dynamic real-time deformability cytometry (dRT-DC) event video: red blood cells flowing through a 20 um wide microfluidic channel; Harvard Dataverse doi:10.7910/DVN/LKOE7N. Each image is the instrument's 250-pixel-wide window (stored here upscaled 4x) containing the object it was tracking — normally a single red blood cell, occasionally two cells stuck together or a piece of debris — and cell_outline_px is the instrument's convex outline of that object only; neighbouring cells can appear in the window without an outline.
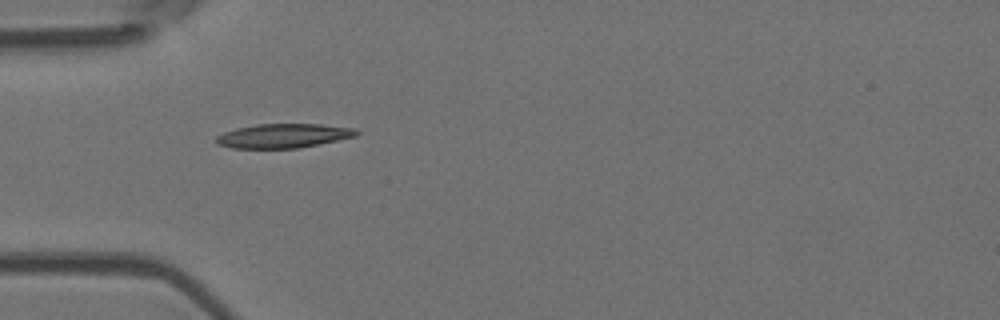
{"species": "Egyptian fruit bat (a non-hibernating species)", "species_latin": "Rousettus aegyptiacus", "temperature_condition": "room temperature", "stored_images_in_passage": 5, "camera_frame_rate_fps": 3000, "um_per_image_px": 0.085, "animal": {"sex": "female"}, "frame": {"image": 1, "passage_image": 4, "time_ms": 1.0, "image_size_px": [1000, 320], "cell_outline_px": [[360, 132], [356, 136], [320, 144], [296, 148], [232, 148], [216, 144], [216, 136], [224, 132], [236, 128], [256, 124], [320, 124], [356, 128]], "centroid_in_image_um": [24.1, 11.54], "position_along_channel_um": 60.9, "area_um2": 19.83}}
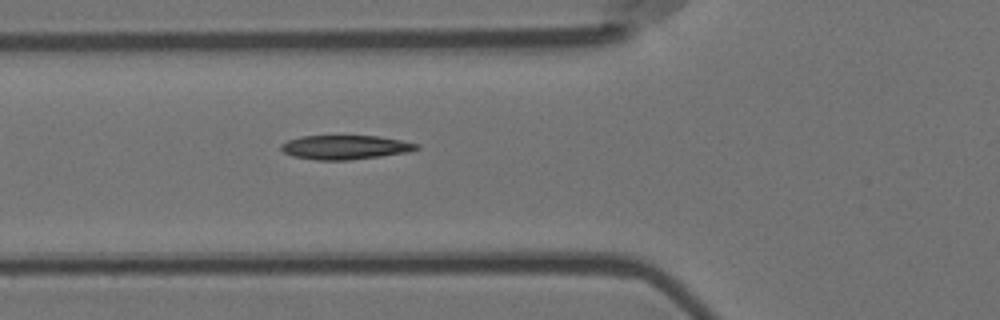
{"frame": {"image": 2, "passage_image": 5, "time_ms": 1.333, "image_size_px": [1000, 320], "cell_outline_px": [[420, 148], [408, 152], [380, 156], [348, 160], [316, 160], [292, 156], [284, 152], [280, 148], [280, 144], [288, 140], [300, 136], [380, 136], [420, 144]], "centroid_in_image_um": [29.33, 12.51], "position_along_channel_um": 96.5, "area_um2": 19.07}}